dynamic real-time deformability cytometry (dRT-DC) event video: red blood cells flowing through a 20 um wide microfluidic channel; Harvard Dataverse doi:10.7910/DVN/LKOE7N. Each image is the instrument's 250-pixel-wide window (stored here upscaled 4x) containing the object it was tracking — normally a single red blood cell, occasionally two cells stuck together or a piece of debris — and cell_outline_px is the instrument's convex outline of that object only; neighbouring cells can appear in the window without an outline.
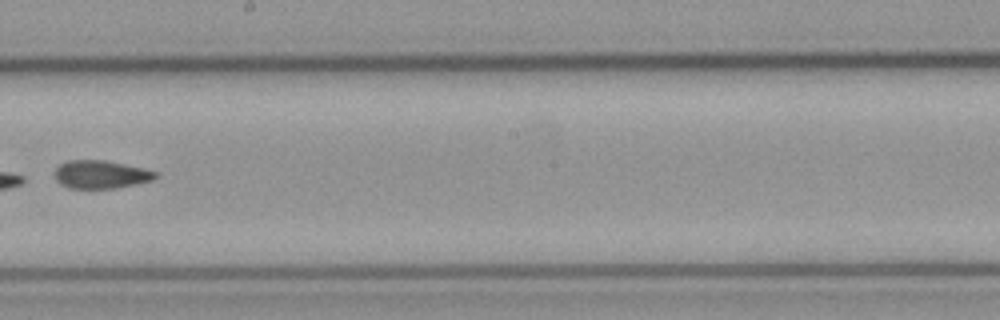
{"species": "common noctule bat (a hibernating species)", "species_latin": "Nyctalus noctula", "temperature_condition": "cold", "stored_images_in_passage": 5, "camera_frame_rate_fps": 3000, "um_per_image_px": 0.085, "animal": {"sex": "male", "body_mass_g": 23.1, "forearm_length_mm": 52.7}, "frame": {"image": 1, "passage_image": 5, "time_ms": 5.0, "image_size_px": [1000, 320], "cell_outline_px": [[156, 176], [152, 180], [136, 184], [112, 188], [72, 188], [64, 184], [56, 176], [56, 168], [60, 164], [68, 160], [104, 160], [144, 168], [156, 172]], "centroid_in_image_um": [8.61, 14.81], "position_along_channel_um": 239.6, "area_um2": 16.01}}